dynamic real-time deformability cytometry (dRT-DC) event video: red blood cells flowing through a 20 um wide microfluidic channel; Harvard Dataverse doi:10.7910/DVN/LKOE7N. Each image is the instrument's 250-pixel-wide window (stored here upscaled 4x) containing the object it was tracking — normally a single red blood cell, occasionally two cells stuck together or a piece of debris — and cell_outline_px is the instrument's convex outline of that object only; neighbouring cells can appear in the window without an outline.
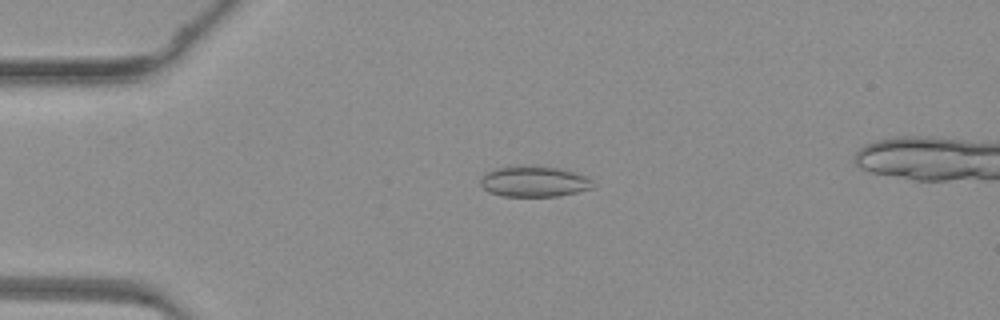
{"species": "common noctule bat (a hibernating species)", "species_latin": "Nyctalus noctula", "temperature_condition": "warm", "stored_images_in_passage": 41, "camera_frame_rate_fps": 3000, "um_per_image_px": 0.085, "animal": {"sex": "female", "body_mass_g": 19.3, "forearm_length_mm": 54.1}, "frame": {"image": 1, "passage_image": 6, "time_ms": 1.667, "image_size_px": [1000, 320], "cell_outline_px": [[596, 184], [592, 188], [560, 196], [504, 196], [488, 192], [480, 184], [480, 176], [484, 172], [496, 168], [560, 168], [576, 172], [588, 176]], "centroid_in_image_um": [45.43, 15.46], "position_along_channel_um": 39.6, "area_um2": 19.77}}
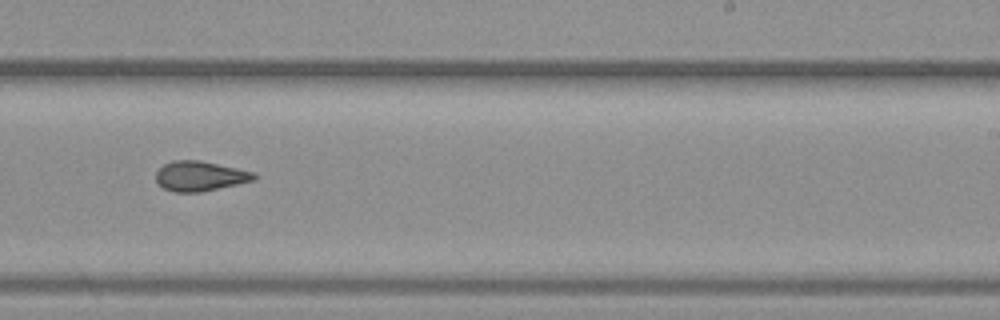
{"frame": {"image": 2, "passage_image": 24, "time_ms": 7.667, "image_size_px": [1000, 320], "cell_outline_px": [[260, 176], [256, 180], [200, 192], [172, 192], [164, 188], [156, 180], [156, 172], [164, 164], [172, 160], [200, 160], [256, 172]], "centroid_in_image_um": [17.05, 14.96], "position_along_channel_um": 272.0, "area_um2": 17.22}}
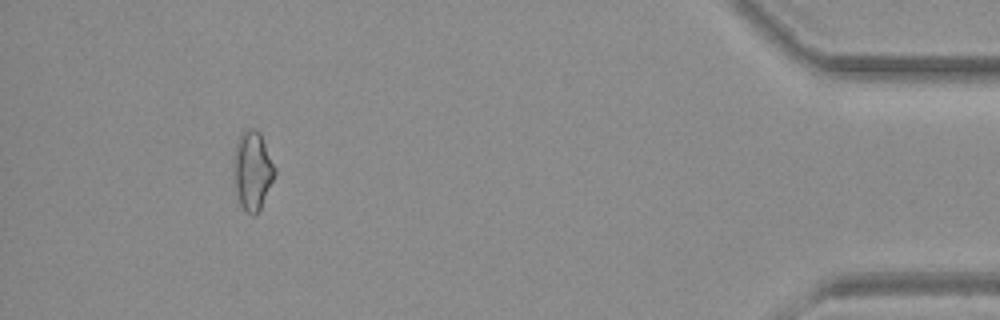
{"frame": {"image": 3, "passage_image": 38, "time_ms": 12.333, "image_size_px": [1000, 320], "cell_outline_px": [[276, 172], [260, 208], [256, 216], [252, 216], [244, 212], [240, 204], [232, 180], [232, 160], [236, 144], [240, 132], [244, 128], [256, 128], [260, 132], [276, 168]], "centroid_in_image_um": [21.41, 14.48], "position_along_channel_um": 413.8, "area_um2": 19.48}}